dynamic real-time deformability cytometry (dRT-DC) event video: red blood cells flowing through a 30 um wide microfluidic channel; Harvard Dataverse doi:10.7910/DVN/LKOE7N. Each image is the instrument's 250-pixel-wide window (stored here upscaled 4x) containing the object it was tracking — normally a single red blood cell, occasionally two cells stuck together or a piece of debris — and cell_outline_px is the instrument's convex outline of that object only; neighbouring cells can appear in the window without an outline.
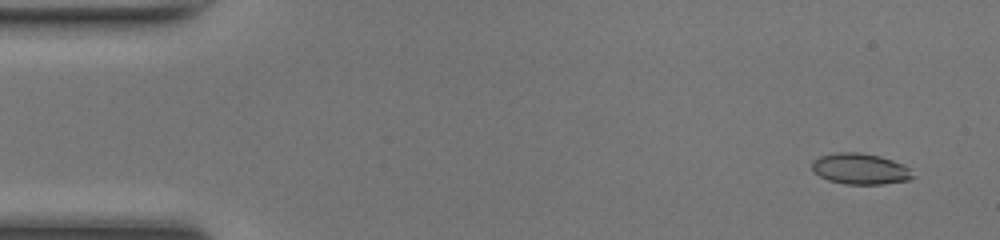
{"species": "common noctule bat (a hibernating species)", "species_latin": "Nyctalus noctula", "temperature_condition": "room temperature", "stored_images_in_passage": 48, "camera_frame_rate_fps": 3000, "um_per_image_px": 0.085, "animal": {"sex": "female", "body_mass_g": 17.0, "forearm_length_mm": 48.0}, "frame": {"image": 1, "passage_image": 3, "time_ms": 0.667, "image_size_px": [1000, 240], "cell_outline_px": [[916, 176], [908, 180], [884, 184], [844, 184], [828, 180], [820, 176], [812, 168], [812, 160], [820, 156], [836, 152], [856, 152], [880, 156], [904, 164]], "centroid_in_image_um": [73.13, 14.35], "position_along_channel_um": 11.9, "area_um2": 18.21}}
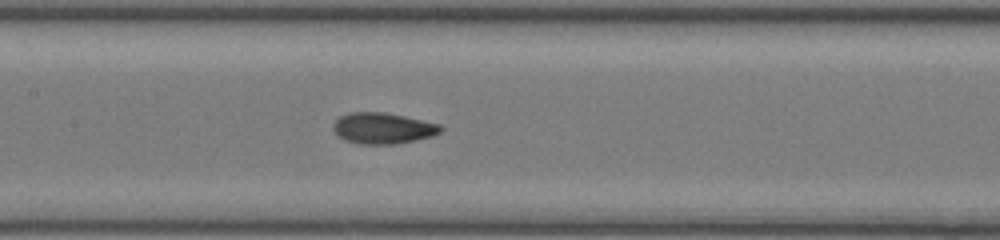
{"frame": {"image": 2, "passage_image": 23, "time_ms": 7.333, "image_size_px": [1000, 240], "cell_outline_px": [[444, 128], [440, 132], [432, 136], [416, 140], [396, 144], [360, 144], [344, 140], [332, 128], [332, 124], [340, 116], [348, 112], [384, 112], [404, 116], [440, 124]], "centroid_in_image_um": [32.54, 10.9], "position_along_channel_um": 174.9, "area_um2": 19.48}}
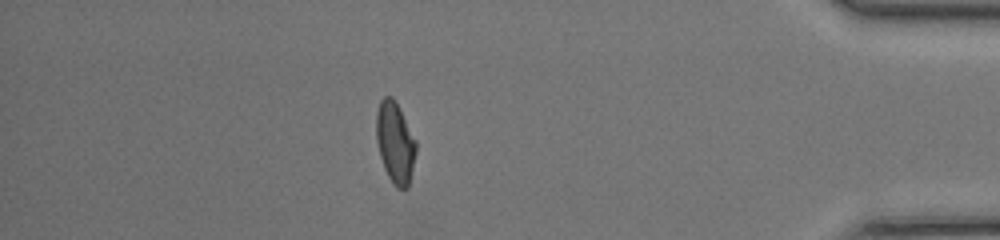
{"frame": {"image": 3, "passage_image": 42, "time_ms": 13.667, "image_size_px": [1000, 240], "cell_outline_px": [[416, 152], [408, 188], [396, 188], [388, 176], [384, 168], [380, 156], [376, 140], [376, 112], [380, 100], [384, 96], [392, 96], [400, 108], [416, 140]], "centroid_in_image_um": [33.58, 12.1], "position_along_channel_um": 401.6, "area_um2": 18.9}, "authors_computed_cell_mechanics": {"area_um2": 18.785, "velocity_mm_per_s": 4.3113, "shape_relaxation_time_tau1_ms": 5.9102, "shape_relaxation_time_tau2_ms": 1.2988, "deformation_change_tau1": 0.1965, "deformation_change_tau2": 0.0655}}